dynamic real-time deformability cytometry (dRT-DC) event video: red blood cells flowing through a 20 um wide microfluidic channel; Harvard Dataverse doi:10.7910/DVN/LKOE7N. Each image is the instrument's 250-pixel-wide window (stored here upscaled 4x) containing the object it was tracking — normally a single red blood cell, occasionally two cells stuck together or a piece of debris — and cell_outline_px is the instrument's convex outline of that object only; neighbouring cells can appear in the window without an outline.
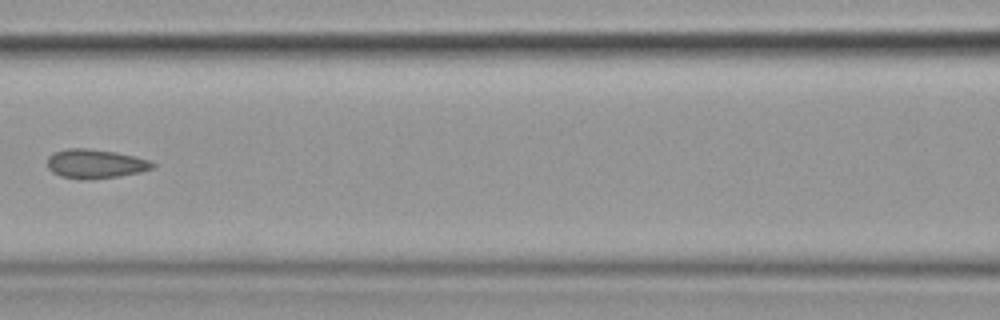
{"species": "common noctule bat (a hibernating species)", "species_latin": "Nyctalus noctula", "temperature_condition": "cold", "stored_images_in_passage": 5, "camera_frame_rate_fps": 3000, "um_per_image_px": 0.085, "animal": {"sex": "female", "body_mass_g": 19.9}, "frame": {"image": 1, "passage_image": 5, "time_ms": 5.667, "image_size_px": [1000, 320], "cell_outline_px": [[156, 164], [152, 168], [140, 172], [120, 176], [88, 180], [84, 180], [60, 176], [52, 172], [48, 168], [48, 156], [52, 152], [68, 148], [88, 148], [116, 152], [148, 160]], "centroid_in_image_um": [8.06, 13.92], "position_along_channel_um": 158.5, "area_um2": 17.92}}